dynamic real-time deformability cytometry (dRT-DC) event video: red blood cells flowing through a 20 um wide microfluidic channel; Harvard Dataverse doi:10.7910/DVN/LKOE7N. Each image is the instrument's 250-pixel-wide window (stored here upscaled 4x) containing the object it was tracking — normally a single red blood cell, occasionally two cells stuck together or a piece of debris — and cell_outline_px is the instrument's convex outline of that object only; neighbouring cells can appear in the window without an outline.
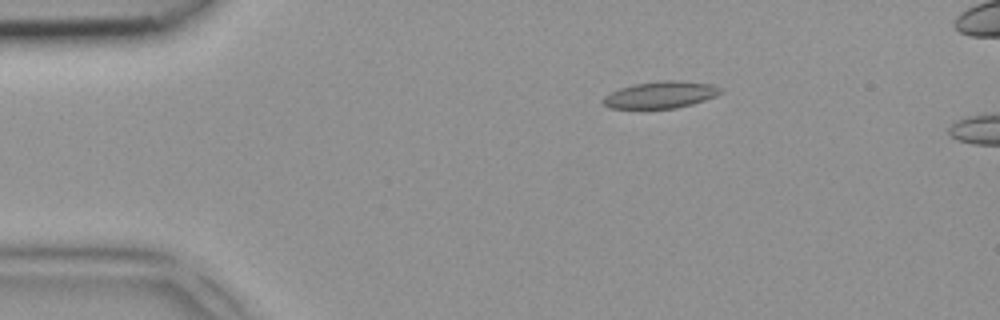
{"species": "common noctule bat (a hibernating species)", "species_latin": "Nyctalus noctula", "temperature_condition": "room temperature", "stored_images_in_passage": 3, "camera_frame_rate_fps": 3000, "um_per_image_px": 0.085, "animal": {"sex": "female", "body_mass_g": 18.4}, "frame": {"image": 1, "passage_image": 1, "time_ms": 0.0, "image_size_px": [1000, 320], "cell_outline_px": [[724, 92], [716, 96], [692, 104], [676, 108], [612, 108], [604, 104], [604, 96], [620, 88], [636, 84], [660, 80], [676, 80], [712, 84], [720, 88]], "centroid_in_image_um": [56.21, 8.05], "position_along_channel_um": 28.8, "area_um2": 18.15}}